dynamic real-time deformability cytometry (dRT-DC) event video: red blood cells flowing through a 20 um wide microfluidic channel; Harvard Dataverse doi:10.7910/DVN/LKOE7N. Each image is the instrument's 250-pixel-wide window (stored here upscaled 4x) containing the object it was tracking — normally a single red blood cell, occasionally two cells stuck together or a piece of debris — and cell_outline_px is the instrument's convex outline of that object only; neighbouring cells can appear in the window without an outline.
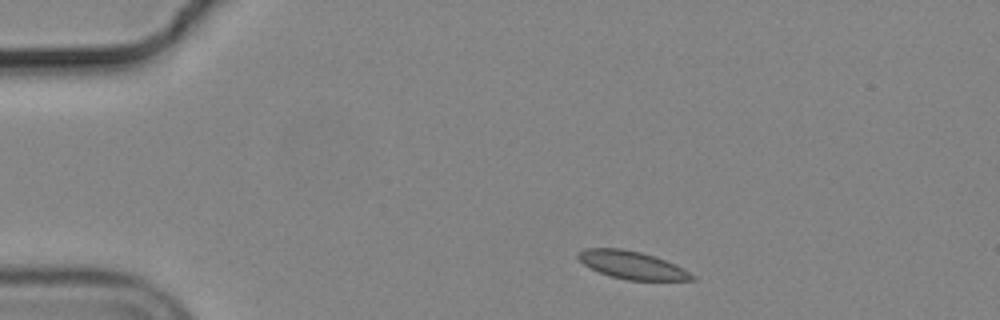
{"species": "common noctule bat (a hibernating species)", "species_latin": "Nyctalus noctula", "temperature_condition": "cold", "stored_images_in_passage": 46, "camera_frame_rate_fps": 3000, "um_per_image_px": 0.085, "animal": {"sex": "male", "body_mass_g": 19.2, "forearm_length_mm": 51.8}, "frame": {"image": 1, "passage_image": 1, "time_ms": 0.0, "image_size_px": [1000, 320], "cell_outline_px": [[696, 280], [628, 280], [612, 276], [600, 272], [584, 264], [576, 256], [576, 252], [584, 248], [620, 248], [640, 252], [676, 264], [696, 276]], "centroid_in_image_um": [53.72, 22.52], "position_along_channel_um": 31.3, "area_um2": 18.26}}
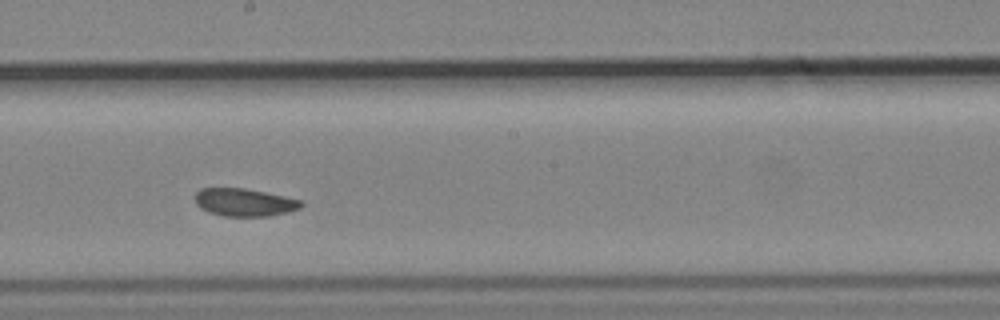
{"frame": {"image": 2, "passage_image": 22, "time_ms": 7.0, "image_size_px": [1000, 320], "cell_outline_px": [[304, 204], [300, 208], [288, 212], [268, 216], [224, 216], [208, 212], [200, 208], [196, 204], [196, 192], [200, 188], [244, 188], [284, 196], [300, 200]], "centroid_in_image_um": [20.76, 17.2], "position_along_channel_um": 227.4, "area_um2": 17.11}}
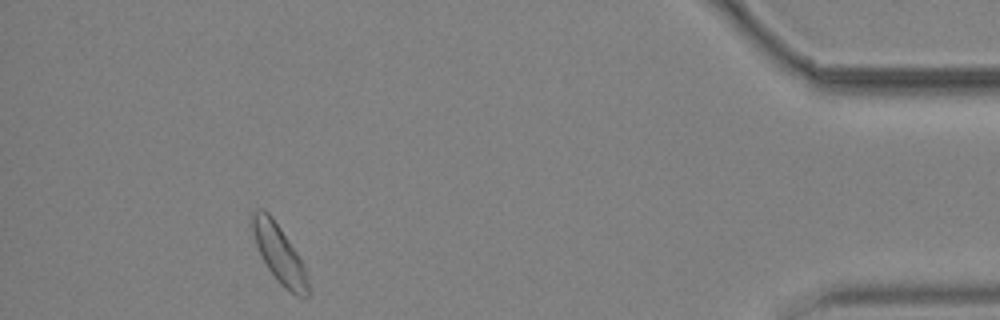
{"frame": {"image": 3, "passage_image": 42, "time_ms": 13.667, "image_size_px": [1000, 320], "cell_outline_px": [[308, 296], [296, 296], [284, 288], [280, 284], [268, 268], [256, 244], [252, 232], [252, 212], [260, 208], [264, 208], [272, 216], [300, 256], [304, 264], [308, 284]], "centroid_in_image_um": [23.74, 21.55], "position_along_channel_um": 411.5, "area_um2": 18.67}, "authors_computed_cell_mechanics": {"area_um2": 17.9758, "velocity_mm_per_s": 3.6496, "shape_relaxation_time_tau1_ms": 5.0612, "shape_relaxation_time_tau2_ms": 1.6593, "deformation_change_tau1": 0.1063, "deformation_change_tau2": 0.0515}}